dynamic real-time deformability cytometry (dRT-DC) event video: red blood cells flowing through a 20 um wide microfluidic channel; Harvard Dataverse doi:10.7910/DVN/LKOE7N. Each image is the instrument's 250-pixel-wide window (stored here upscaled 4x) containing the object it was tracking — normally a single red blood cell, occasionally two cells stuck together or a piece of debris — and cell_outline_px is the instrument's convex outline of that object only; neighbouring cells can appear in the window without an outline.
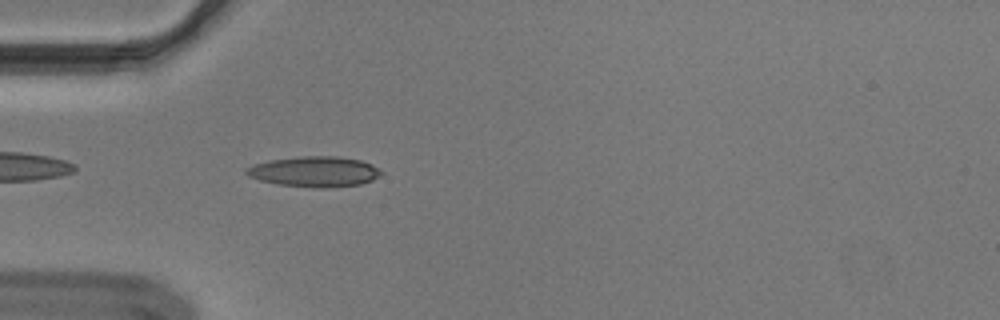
{"species": "Egyptian fruit bat (a non-hibernating species)", "species_latin": "Rousettus aegyptiacus", "temperature_condition": "cold", "stored_images_in_passage": 41, "camera_frame_rate_fps": 3000, "um_per_image_px": 0.085, "animal": {"sex": "male"}, "frame": {"image": 1, "passage_image": 3, "time_ms": 0.667, "image_size_px": [1000, 320], "cell_outline_px": [[384, 172], [380, 176], [372, 180], [360, 184], [328, 188], [312, 188], [280, 184], [260, 180], [248, 176], [244, 172], [244, 168], [268, 160], [300, 156], [340, 156], [360, 160], [372, 164]], "centroid_in_image_um": [26.75, 14.58], "position_along_channel_um": 58.3, "area_um2": 24.1}}
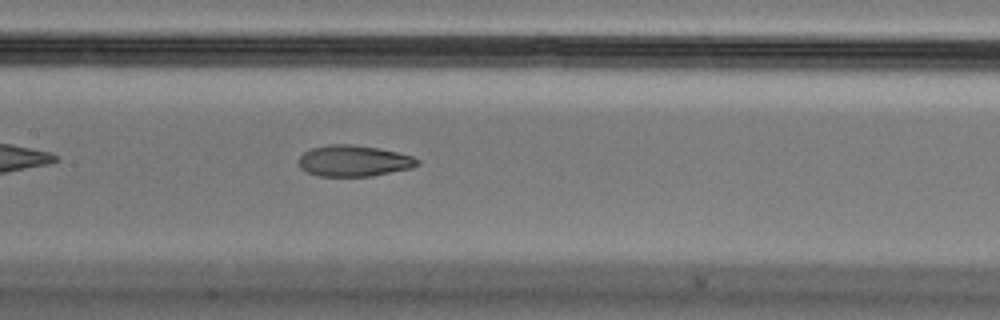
{"frame": {"image": 2, "passage_image": 13, "time_ms": 4.0, "image_size_px": [1000, 320], "cell_outline_px": [[420, 164], [412, 168], [372, 176], [320, 176], [308, 172], [300, 168], [300, 156], [304, 152], [312, 148], [328, 144], [352, 144], [380, 148], [412, 156], [420, 160]], "centroid_in_image_um": [30.1, 13.67], "position_along_channel_um": 177.3, "area_um2": 21.56}}
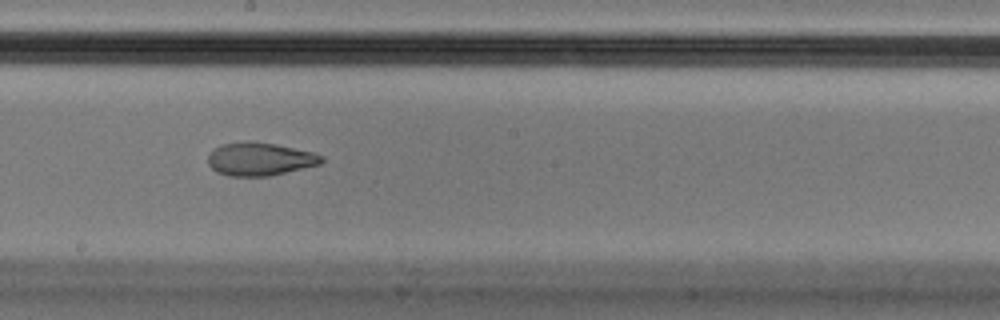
{"frame": {"image": 3, "passage_image": 17, "time_ms": 5.333, "image_size_px": [1000, 320], "cell_outline_px": [[324, 160], [320, 164], [268, 176], [228, 176], [216, 172], [208, 164], [208, 156], [220, 144], [244, 140], [252, 140], [276, 144], [312, 152], [324, 156]], "centroid_in_image_um": [22.06, 13.5], "position_along_channel_um": 226.1, "area_um2": 22.02}, "authors_computed_cell_mechanics": {"area_um2": 23.409, "velocity_mm_per_s": 3.6719, "shape_relaxation_time_tau1_ms": null, "shape_relaxation_time_tau2_ms": 2.2713, "deformation_change_tau1": null, "deformation_change_tau2": 0.0884}}